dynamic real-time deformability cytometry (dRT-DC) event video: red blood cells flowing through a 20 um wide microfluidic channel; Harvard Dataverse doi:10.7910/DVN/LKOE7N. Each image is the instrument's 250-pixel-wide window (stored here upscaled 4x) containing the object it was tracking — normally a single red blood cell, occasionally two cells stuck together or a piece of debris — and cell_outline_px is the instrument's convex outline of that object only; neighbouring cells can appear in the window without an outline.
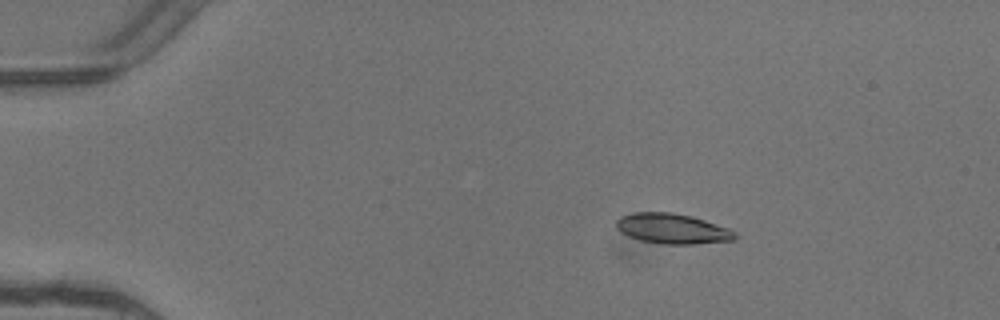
{"species": "common noctule bat (a hibernating species)", "species_latin": "Nyctalus noctula", "temperature_condition": "warm", "stored_images_in_passage": 4, "camera_frame_rate_fps": 3000, "um_per_image_px": 0.085, "animal": {"sex": "female"}, "frame": {"image": 1, "passage_image": 3, "time_ms": 0.667, "image_size_px": [1000, 320], "cell_outline_px": [[740, 236], [736, 240], [692, 244], [664, 244], [640, 240], [628, 236], [620, 232], [616, 228], [616, 220], [620, 216], [632, 212], [672, 212], [692, 216], [728, 228], [736, 232]], "centroid_in_image_um": [57.15, 19.43], "position_along_channel_um": 27.8, "area_um2": 21.1}}